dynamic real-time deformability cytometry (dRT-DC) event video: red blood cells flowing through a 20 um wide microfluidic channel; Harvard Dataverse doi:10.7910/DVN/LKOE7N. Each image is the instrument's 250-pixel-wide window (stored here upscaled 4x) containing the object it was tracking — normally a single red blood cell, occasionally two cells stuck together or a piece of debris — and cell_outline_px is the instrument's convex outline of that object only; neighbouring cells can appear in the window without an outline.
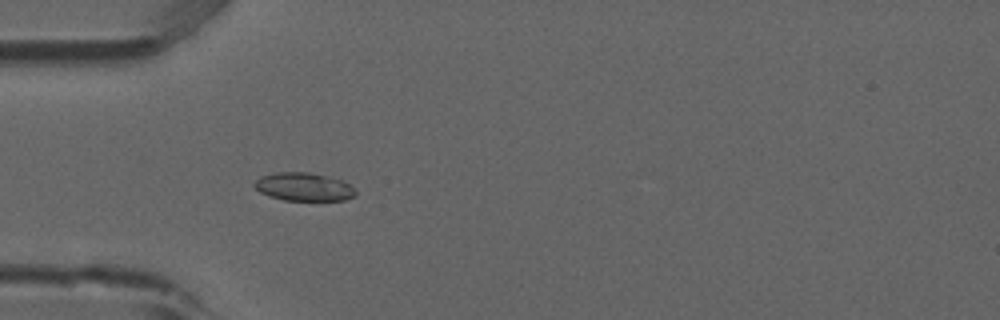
{"species": "common noctule bat (a hibernating species)", "species_latin": "Nyctalus noctula", "temperature_condition": "room temperature", "stored_images_in_passage": 3, "camera_frame_rate_fps": 3000, "um_per_image_px": 0.085, "animal": {"sex": "male", "forearm_length_mm": 52.5}, "frame": {"image": 1, "passage_image": 3, "time_ms": 0.667, "image_size_px": [1000, 320], "cell_outline_px": [[356, 196], [344, 200], [284, 200], [268, 196], [260, 192], [252, 184], [260, 176], [276, 172], [308, 172], [340, 180], [356, 188]], "centroid_in_image_um": [25.8, 15.88], "position_along_channel_um": 59.2, "area_um2": 16.59}}